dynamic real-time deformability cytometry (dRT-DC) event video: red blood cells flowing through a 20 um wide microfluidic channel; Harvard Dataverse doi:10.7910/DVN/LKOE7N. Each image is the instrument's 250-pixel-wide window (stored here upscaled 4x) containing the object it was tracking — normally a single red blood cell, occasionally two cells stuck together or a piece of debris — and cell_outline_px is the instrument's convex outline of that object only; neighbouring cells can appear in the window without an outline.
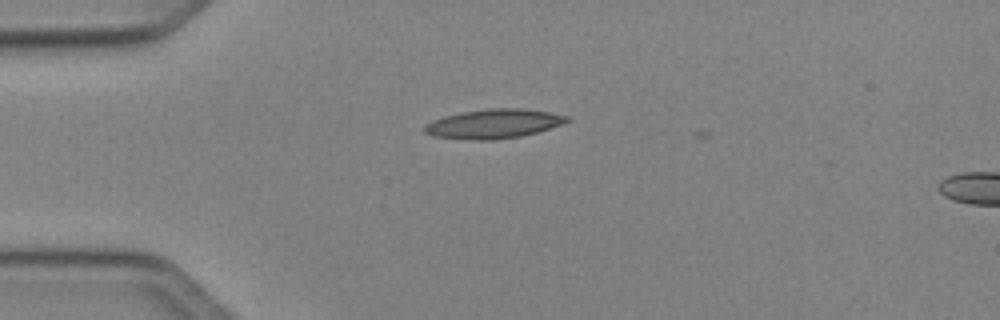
{"species": "Egyptian fruit bat (a non-hibernating species)", "species_latin": "Rousettus aegyptiacus", "temperature_condition": "cold", "stored_images_in_passage": 3, "camera_frame_rate_fps": 3000, "um_per_image_px": 0.085, "animal": {"sex": "female"}, "frame": {"image": 1, "passage_image": 1, "time_ms": 0.0, "image_size_px": [1000, 320], "cell_outline_px": [[572, 120], [536, 132], [520, 136], [496, 140], [472, 140], [436, 136], [424, 132], [424, 124], [432, 120], [444, 116], [464, 112], [488, 108], [524, 108], [548, 112], [568, 116]], "centroid_in_image_um": [41.95, 10.51], "position_along_channel_um": 43.1, "area_um2": 24.1}}